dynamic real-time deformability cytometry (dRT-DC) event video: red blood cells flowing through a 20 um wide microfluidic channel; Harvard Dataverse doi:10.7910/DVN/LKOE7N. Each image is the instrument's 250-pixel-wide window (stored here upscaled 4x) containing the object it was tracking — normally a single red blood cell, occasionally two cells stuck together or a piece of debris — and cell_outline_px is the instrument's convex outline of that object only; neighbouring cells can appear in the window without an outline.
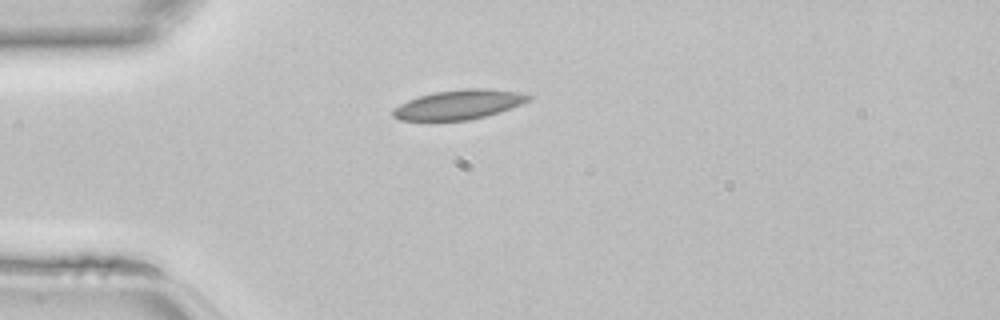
{"species": "common noctule bat (a hibernating species)", "species_latin": "Nyctalus noctula", "temperature_condition": "room temperature", "stored_images_in_passage": 34, "camera_frame_rate_fps": 3000, "um_per_image_px": 0.085, "animal": {"sex": "female", "body_mass_g": 22.7, "forearm_length_mm": 54.2}, "frame": {"image": 1, "passage_image": 1, "time_ms": 0.0, "image_size_px": [1000, 320], "cell_outline_px": [[532, 100], [512, 108], [484, 116], [468, 120], [400, 120], [392, 116], [392, 108], [408, 100], [420, 96], [436, 92], [464, 88], [484, 88], [516, 92], [532, 96]], "centroid_in_image_um": [39.0, 8.89], "position_along_channel_um": 46.0, "area_um2": 23.12}}
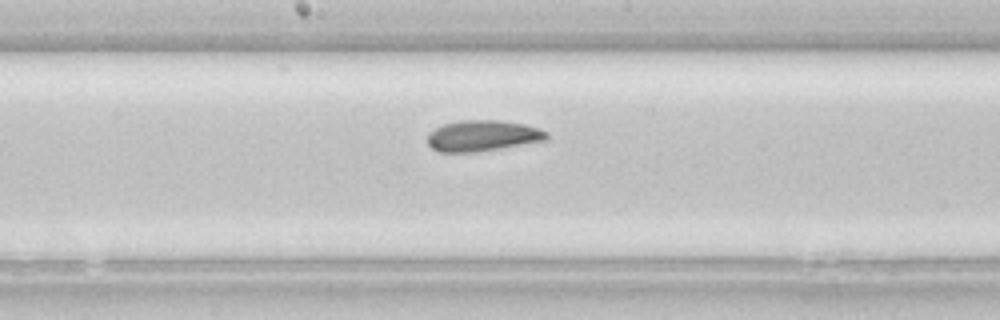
{"frame": {"image": 2, "passage_image": 13, "time_ms": 4.0, "image_size_px": [1000, 320], "cell_outline_px": [[548, 140], [476, 152], [440, 152], [432, 148], [428, 144], [428, 132], [444, 124], [460, 120], [496, 120], [524, 124], [548, 132]], "centroid_in_image_um": [41.01, 11.54], "position_along_channel_um": 207.2, "area_um2": 21.39}}
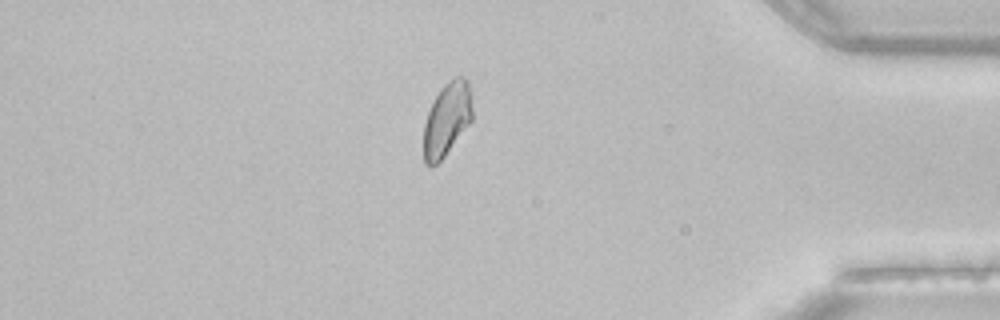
{"frame": {"image": 3, "passage_image": 28, "time_ms": 9.0, "image_size_px": [1000, 320], "cell_outline_px": [[472, 120], [444, 156], [432, 168], [424, 164], [424, 124], [428, 112], [440, 88], [444, 84], [456, 76], [464, 76], [468, 80], [472, 96]], "centroid_in_image_um": [38.0, 10.12], "position_along_channel_um": 397.2, "area_um2": 20.87}}